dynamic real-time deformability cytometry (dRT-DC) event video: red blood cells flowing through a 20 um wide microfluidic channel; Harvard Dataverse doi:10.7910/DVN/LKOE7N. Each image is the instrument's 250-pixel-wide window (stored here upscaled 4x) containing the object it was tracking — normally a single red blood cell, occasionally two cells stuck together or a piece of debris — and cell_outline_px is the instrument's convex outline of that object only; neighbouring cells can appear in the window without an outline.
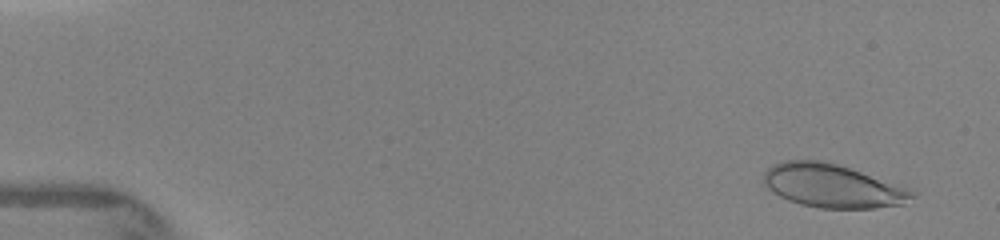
{"species": "human", "species_latin": "Homo sapiens", "temperature_condition": "warm", "stored_images_in_passage": 40, "camera_frame_rate_fps": 3000, "um_per_image_px": 0.085, "donor": {"sex": "female"}, "frame": {"image": 1, "passage_image": 3, "time_ms": 0.667, "image_size_px": [1000, 240], "cell_outline_px": [[916, 196], [904, 204], [876, 208], [820, 208], [800, 204], [788, 200], [772, 192], [764, 184], [764, 172], [772, 164], [784, 160], [816, 160], [836, 164], [908, 188]], "centroid_in_image_um": [70.72, 15.81], "position_along_channel_um": 14.3, "area_um2": 37.17}}
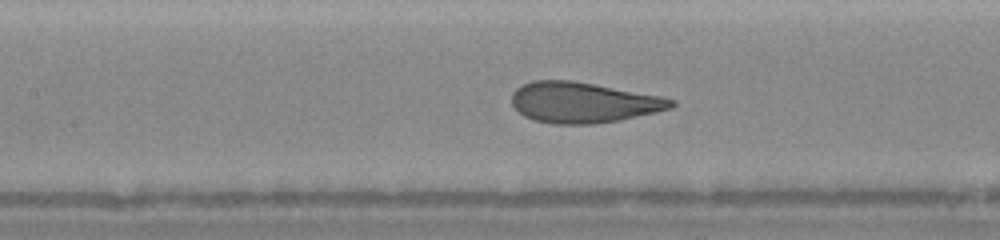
{"frame": {"image": 2, "passage_image": 19, "time_ms": 7.0, "image_size_px": [1000, 240], "cell_outline_px": [[676, 104], [672, 108], [656, 112], [620, 120], [596, 124], [552, 124], [532, 120], [524, 116], [512, 104], [512, 92], [516, 88], [532, 80], [572, 80], [660, 96], [676, 100]], "centroid_in_image_um": [49.56, 8.72], "position_along_channel_um": 157.8, "area_um2": 37.8}}
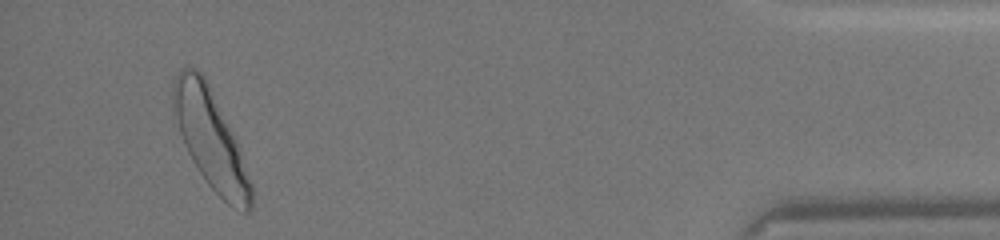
{"frame": {"image": 3, "passage_image": 39, "time_ms": 14.333, "image_size_px": [1000, 240], "cell_outline_px": [[252, 208], [248, 212], [244, 212], [232, 208], [208, 184], [192, 160], [184, 144], [180, 132], [172, 104], [172, 88], [176, 76], [180, 68], [192, 68], [200, 72], [204, 76], [232, 132], [240, 152], [252, 184]], "centroid_in_image_um": [17.89, 11.85], "position_along_channel_um": 417.3, "area_um2": 43.52}}